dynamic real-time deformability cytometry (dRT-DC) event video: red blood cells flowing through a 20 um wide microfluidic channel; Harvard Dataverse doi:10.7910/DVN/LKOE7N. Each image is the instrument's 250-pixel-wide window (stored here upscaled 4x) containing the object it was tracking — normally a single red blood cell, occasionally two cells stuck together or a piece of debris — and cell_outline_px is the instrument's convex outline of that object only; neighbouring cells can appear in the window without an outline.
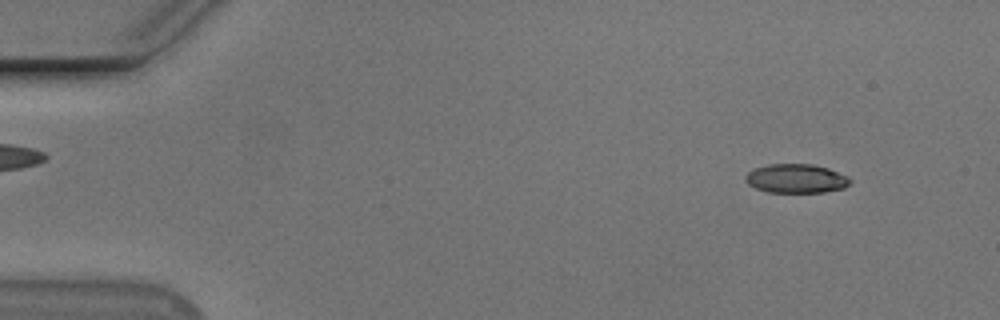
{"species": "Egyptian fruit bat (a non-hibernating species)", "species_latin": "Rousettus aegyptiacus", "temperature_condition": "cold", "stored_images_in_passage": 54, "camera_frame_rate_fps": 3000, "um_per_image_px": 0.085, "animal": {"sex": "male"}, "frame": {"image": 1, "passage_image": 5, "time_ms": 1.333, "image_size_px": [1000, 320], "cell_outline_px": [[852, 180], [844, 188], [824, 192], [768, 192], [756, 188], [748, 184], [744, 180], [744, 176], [748, 172], [756, 168], [768, 164], [812, 164], [828, 168], [848, 176]], "centroid_in_image_um": [67.67, 15.17], "position_along_channel_um": 17.3, "area_um2": 17.69}}
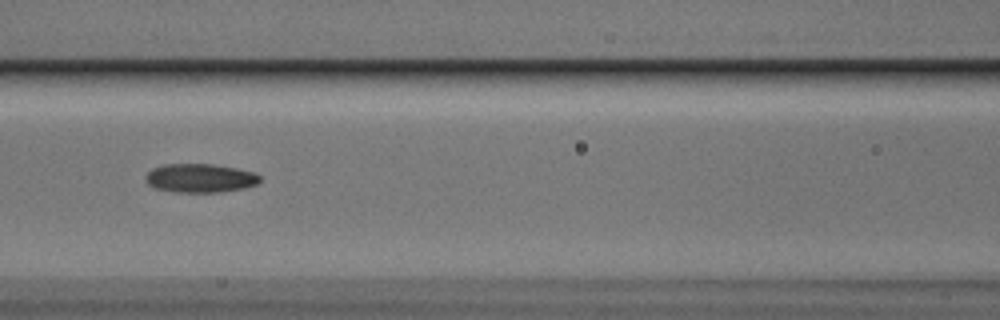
{"frame": {"image": 2, "passage_image": 24, "time_ms": 7.667, "image_size_px": [1000, 320], "cell_outline_px": [[260, 180], [256, 184], [244, 188], [220, 192], [172, 192], [152, 188], [144, 180], [144, 176], [152, 168], [164, 164], [212, 164], [236, 168], [256, 172], [260, 176]], "centroid_in_image_um": [16.97, 15.14], "position_along_channel_um": 149.6, "area_um2": 19.42}}
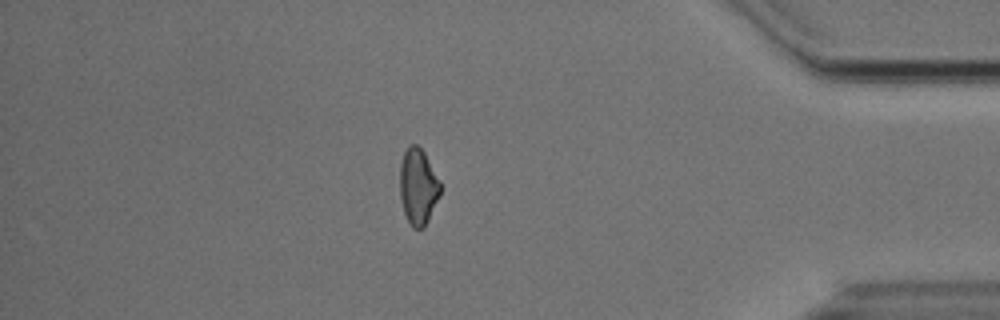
{"frame": {"image": 3, "passage_image": 47, "time_ms": 15.333, "image_size_px": [1000, 320], "cell_outline_px": [[440, 196], [424, 228], [412, 228], [404, 212], [400, 196], [400, 164], [404, 152], [412, 144], [416, 144], [424, 152], [440, 180]], "centroid_in_image_um": [35.54, 15.87], "position_along_channel_um": 399.7, "area_um2": 17.86}, "authors_computed_cell_mechanics": {"area_um2": 18.3804, "velocity_mm_per_s": 3.7344, "shape_relaxation_time_tau1_ms": null, "shape_relaxation_time_tau2_ms": 4.9206, "deformation_change_tau1": null, "deformation_change_tau2": 0.1239}}